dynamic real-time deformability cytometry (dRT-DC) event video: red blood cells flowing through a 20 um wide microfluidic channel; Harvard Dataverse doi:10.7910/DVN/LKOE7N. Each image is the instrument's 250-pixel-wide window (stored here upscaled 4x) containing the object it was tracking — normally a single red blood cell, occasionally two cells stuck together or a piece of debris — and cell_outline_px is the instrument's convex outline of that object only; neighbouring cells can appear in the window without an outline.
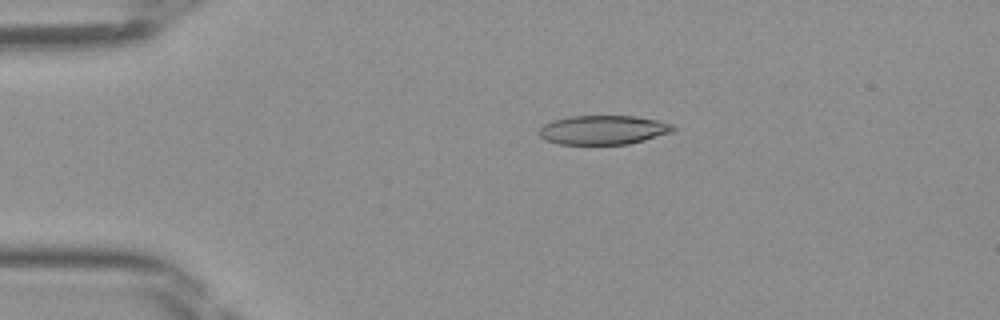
{"species": "Egyptian fruit bat (a non-hibernating species)", "species_latin": "Rousettus aegyptiacus", "temperature_condition": "room temperature", "stored_images_in_passage": 42, "camera_frame_rate_fps": 3000, "um_per_image_px": 0.085, "frame": {"image": 1, "passage_image": 5, "time_ms": 1.333, "image_size_px": [1000, 320], "cell_outline_px": [[676, 128], [672, 132], [644, 140], [628, 144], [560, 144], [544, 140], [540, 136], [540, 128], [544, 124], [552, 120], [572, 116], [636, 116], [660, 120], [672, 124]], "centroid_in_image_um": [51.29, 11.04], "position_along_channel_um": 33.7, "area_um2": 22.77}}
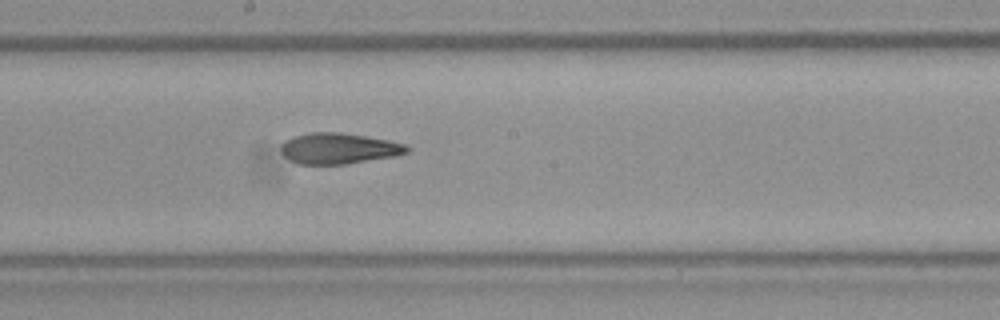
{"frame": {"image": 2, "passage_image": 21, "time_ms": 6.667, "image_size_px": [1000, 320], "cell_outline_px": [[412, 148], [408, 152], [396, 156], [344, 164], [296, 164], [288, 160], [280, 152], [280, 144], [284, 140], [296, 136], [312, 132], [340, 132], [388, 140], [404, 144]], "centroid_in_image_um": [28.76, 12.62], "position_along_channel_um": 219.4, "area_um2": 22.77}}
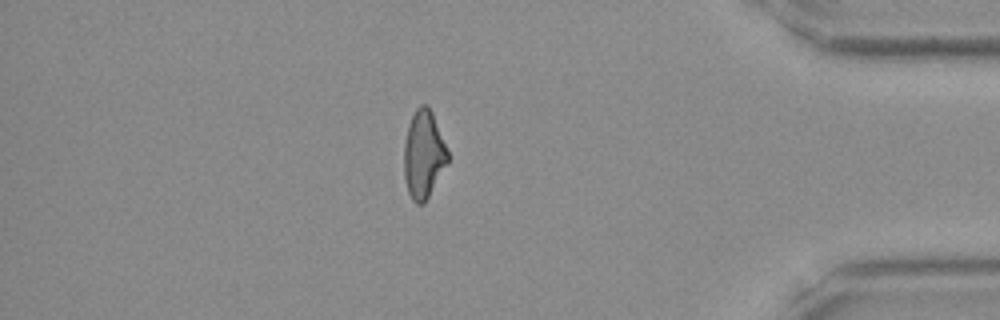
{"frame": {"image": 3, "passage_image": 36, "time_ms": 11.667, "image_size_px": [1000, 320], "cell_outline_px": [[448, 164], [424, 204], [416, 204], [412, 200], [408, 192], [404, 176], [404, 144], [408, 124], [416, 108], [420, 104], [428, 104], [432, 112], [448, 152]], "centroid_in_image_um": [36.0, 13.14], "position_along_channel_um": 399.2, "area_um2": 22.48}}